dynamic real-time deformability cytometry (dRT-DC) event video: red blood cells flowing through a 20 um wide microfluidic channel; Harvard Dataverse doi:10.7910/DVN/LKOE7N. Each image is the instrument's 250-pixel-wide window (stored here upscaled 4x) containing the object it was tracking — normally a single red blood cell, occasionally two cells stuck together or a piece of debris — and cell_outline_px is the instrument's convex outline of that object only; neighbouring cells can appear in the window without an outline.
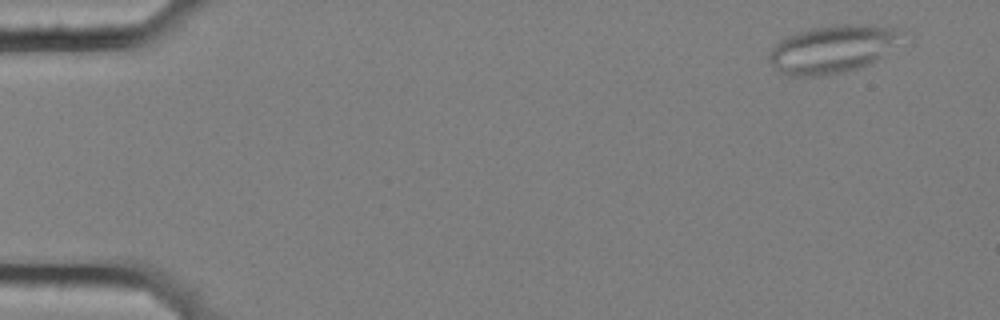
{"species": "common noctule bat (a hibernating species)", "species_latin": "Nyctalus noctula", "temperature_condition": "cold", "stored_images_in_passage": 55, "segment_of_instrument_passage": [1, 3], "camera_frame_rate_fps": 3000, "um_per_image_px": 0.085, "animal": {"sex": "female", "body_mass_g": 25.1}, "frame": {"image": 1, "passage_image": 3, "time_ms": 0.667, "image_size_px": [1000, 320], "cell_outline_px": [[912, 40], [868, 64], [860, 68], [828, 76], [788, 76], [780, 72], [768, 60], [768, 52], [780, 40], [788, 36], [812, 28], [836, 24], [876, 24], [900, 28], [912, 32]], "centroid_in_image_um": [71.0, 4.14], "position_along_channel_um": 14.0, "area_um2": 38.67}}